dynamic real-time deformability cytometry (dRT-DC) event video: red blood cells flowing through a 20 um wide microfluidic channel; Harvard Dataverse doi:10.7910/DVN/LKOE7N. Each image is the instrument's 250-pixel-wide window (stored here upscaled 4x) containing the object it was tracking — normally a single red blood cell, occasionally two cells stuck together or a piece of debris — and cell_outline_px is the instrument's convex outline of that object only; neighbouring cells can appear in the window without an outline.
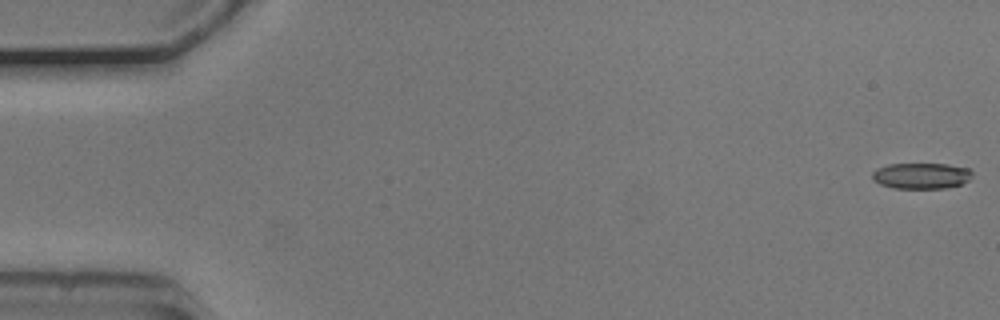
{"species": "common noctule bat (a hibernating species)", "species_latin": "Nyctalus noctula", "temperature_condition": "cold", "stored_images_in_passage": 54, "camera_frame_rate_fps": 3000, "um_per_image_px": 0.085, "animal": {"sex": "male", "body_mass_g": 20.5, "forearm_length_mm": 52.5}, "frame": {"image": 1, "passage_image": 1, "time_ms": 0.0, "image_size_px": [1000, 320], "cell_outline_px": [[972, 176], [968, 180], [960, 184], [944, 188], [892, 188], [880, 184], [872, 180], [872, 172], [876, 168], [888, 164], [948, 164], [968, 168], [972, 172]], "centroid_in_image_um": [78.27, 14.93], "position_along_channel_um": 6.7, "area_um2": 15.14}}
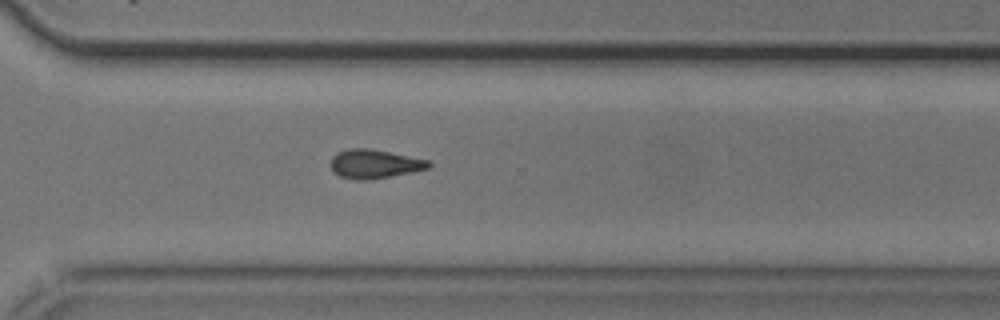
{"frame": {"image": 2, "passage_image": 39, "time_ms": 12.667, "image_size_px": [1000, 320], "cell_outline_px": [[432, 164], [428, 168], [412, 172], [368, 180], [356, 180], [340, 176], [332, 168], [332, 156], [336, 152], [348, 148], [368, 148], [428, 160]], "centroid_in_image_um": [31.82, 13.93], "position_along_channel_um": 338.8, "area_um2": 16.24}}
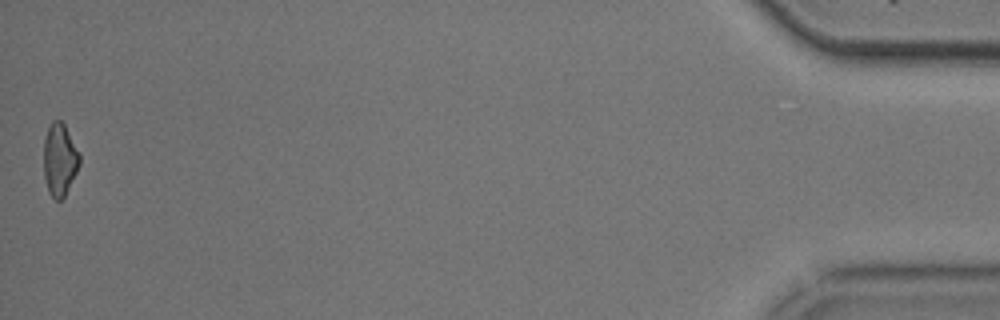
{"frame": {"image": 3, "passage_image": 54, "time_ms": 17.667, "image_size_px": [1000, 320], "cell_outline_px": [[80, 164], [64, 196], [60, 200], [56, 200], [48, 192], [44, 176], [44, 140], [48, 128], [52, 120], [60, 120], [64, 124], [80, 152]], "centroid_in_image_um": [5.07, 13.55], "position_along_channel_um": 430.1, "area_um2": 15.09}, "authors_computed_cell_mechanics": {"area_um2": 16.3285, "velocity_mm_per_s": 3.7488, "shape_relaxation_time_tau1_ms": 6.5507, "shape_relaxation_time_tau2_ms": null, "deformation_change_tau1": 0.1778, "deformation_change_tau2": null}}